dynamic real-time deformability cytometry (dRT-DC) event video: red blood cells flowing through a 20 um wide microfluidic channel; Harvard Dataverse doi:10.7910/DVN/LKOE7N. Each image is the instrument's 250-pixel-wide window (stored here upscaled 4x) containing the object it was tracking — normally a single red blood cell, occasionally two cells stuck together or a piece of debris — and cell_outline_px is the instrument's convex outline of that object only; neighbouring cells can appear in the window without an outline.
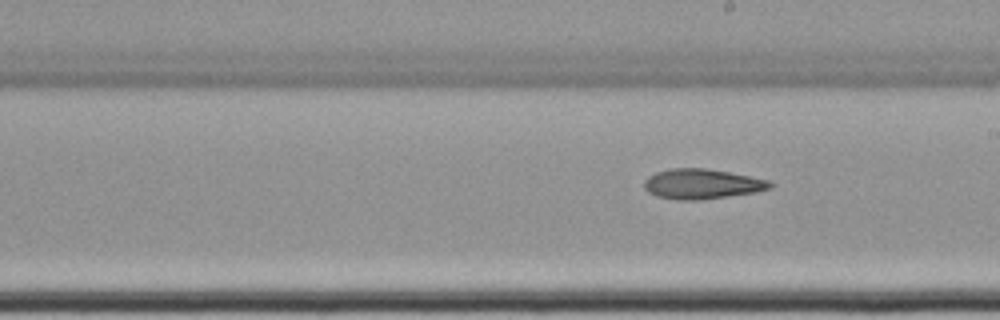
{"species": "common noctule bat (a hibernating species)", "species_latin": "Nyctalus noctula", "temperature_condition": "cold", "stored_images_in_passage": 7, "segment_of_instrument_passage": [2, 2], "camera_frame_rate_fps": 3000, "um_per_image_px": 0.085, "animal": {"sex": "female", "body_mass_g": 22.7, "forearm_length_mm": 54.2}, "frame": {"image": 1, "passage_image": 7, "time_ms": 2.0, "image_size_px": [1000, 320], "cell_outline_px": [[772, 188], [756, 192], [700, 200], [676, 200], [656, 196], [648, 192], [644, 188], [644, 180], [648, 176], [656, 172], [672, 168], [704, 168], [728, 172], [768, 180], [772, 184]], "centroid_in_image_um": [59.63, 15.64], "position_along_channel_um": 229.4, "area_um2": 21.96}}